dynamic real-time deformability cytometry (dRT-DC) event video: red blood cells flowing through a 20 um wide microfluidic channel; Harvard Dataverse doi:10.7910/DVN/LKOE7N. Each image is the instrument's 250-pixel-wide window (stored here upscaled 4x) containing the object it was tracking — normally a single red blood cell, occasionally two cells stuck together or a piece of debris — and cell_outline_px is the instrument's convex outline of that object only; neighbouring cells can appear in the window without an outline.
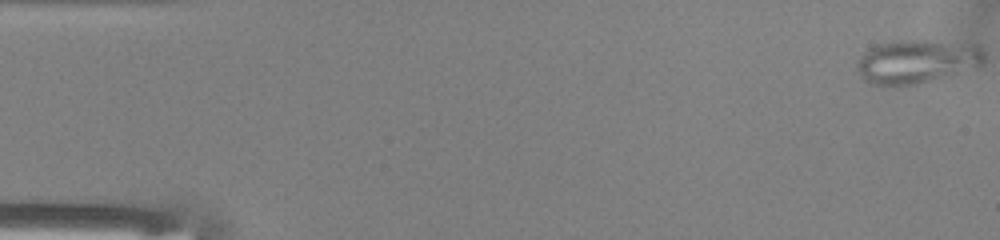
{"species": "common noctule bat (a hibernating species)", "species_latin": "Nyctalus noctula", "temperature_condition": "warm", "stored_images_in_passage": 41, "camera_frame_rate_fps": 3000, "um_per_image_px": 0.085, "animal": {"sex": "male", "body_mass_g": 13.0, "forearm_length_mm": 53.1}, "frame": {"image": 1, "passage_image": 1, "time_ms": 0.0, "image_size_px": [1000, 240], "cell_outline_px": [[984, 64], [916, 84], [872, 84], [864, 80], [860, 76], [856, 68], [856, 64], [864, 52], [868, 48], [880, 44], [900, 40], [928, 40], [980, 48], [984, 52]], "centroid_in_image_um": [77.83, 5.22], "position_along_channel_um": 7.2, "area_um2": 31.21}}
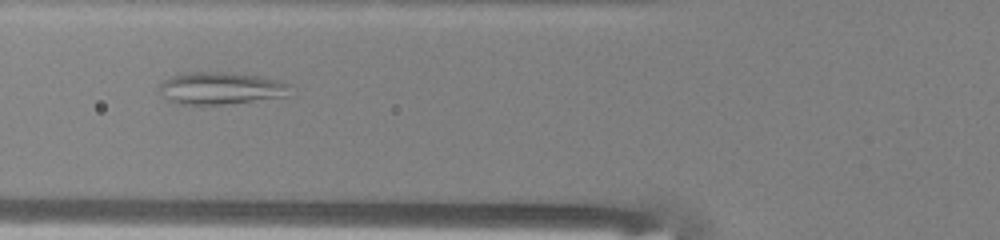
{"frame": {"image": 2, "passage_image": 19, "time_ms": 6.0, "image_size_px": [1000, 240], "cell_outline_px": [[296, 96], [224, 104], [180, 104], [168, 100], [156, 88], [164, 80], [172, 76], [192, 72], [224, 72], [260, 76], [280, 80], [292, 84]], "centroid_in_image_um": [18.91, 7.51], "position_along_channel_um": 106.9, "area_um2": 25.14}}
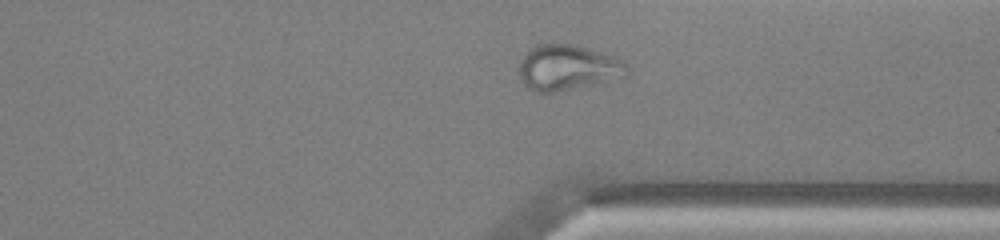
{"frame": {"image": 3, "passage_image": 38, "time_ms": 12.333, "image_size_px": [1000, 240], "cell_outline_px": [[628, 76], [592, 84], [552, 92], [536, 92], [528, 88], [520, 80], [520, 60], [536, 44], [576, 44], [616, 56], [624, 60], [628, 64]], "centroid_in_image_um": [48.3, 5.73], "position_along_channel_um": 363.1, "area_um2": 28.61}}